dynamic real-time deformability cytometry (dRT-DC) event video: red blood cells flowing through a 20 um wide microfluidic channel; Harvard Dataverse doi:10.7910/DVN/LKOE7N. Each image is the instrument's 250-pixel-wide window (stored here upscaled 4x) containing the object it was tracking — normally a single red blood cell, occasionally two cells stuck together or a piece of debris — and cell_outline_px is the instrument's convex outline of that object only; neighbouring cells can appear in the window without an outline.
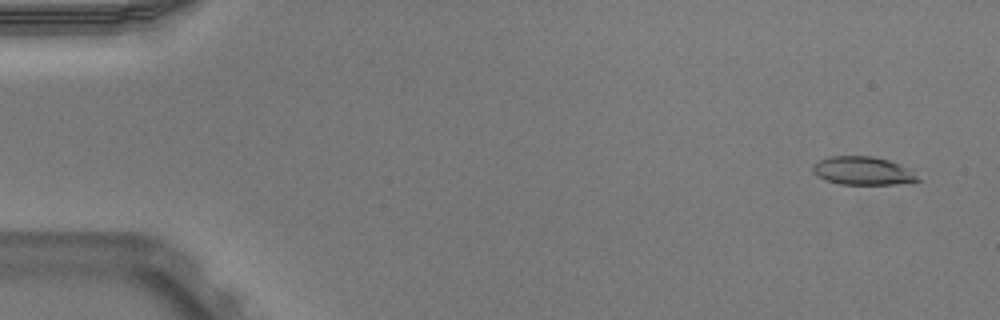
{"species": "Egyptian fruit bat (a non-hibernating species)", "species_latin": "Rousettus aegyptiacus", "temperature_condition": "warm", "stored_images_in_passage": 52, "camera_frame_rate_fps": 3000, "um_per_image_px": 0.085, "animal": {"sex": "male"}, "frame": {"image": 1, "passage_image": 3, "time_ms": 0.667, "image_size_px": [1000, 320], "cell_outline_px": [[920, 180], [896, 184], [840, 184], [816, 176], [812, 172], [812, 164], [820, 160], [832, 156], [872, 156], [888, 160], [912, 168]], "centroid_in_image_um": [73.35, 14.51], "position_along_channel_um": 11.7, "area_um2": 17.34}}
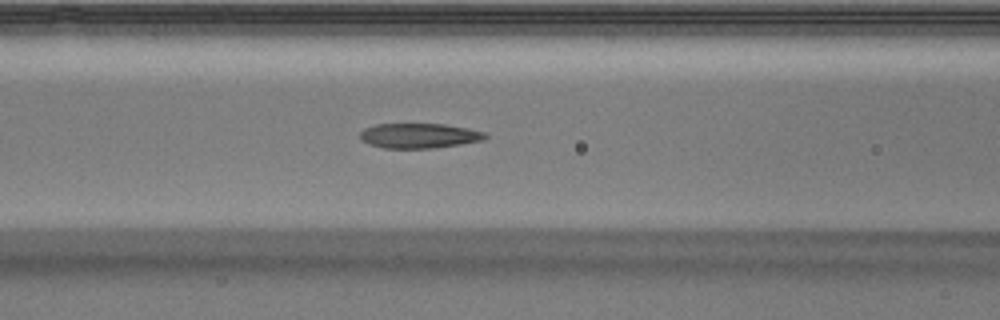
{"frame": {"image": 2, "passage_image": 22, "time_ms": 7.0, "image_size_px": [1000, 320], "cell_outline_px": [[488, 136], [484, 140], [460, 144], [432, 148], [384, 148], [368, 144], [360, 140], [360, 132], [364, 128], [376, 124], [444, 124], [468, 128], [484, 132]], "centroid_in_image_um": [35.6, 11.53], "position_along_channel_um": 131.0, "area_um2": 18.21}}
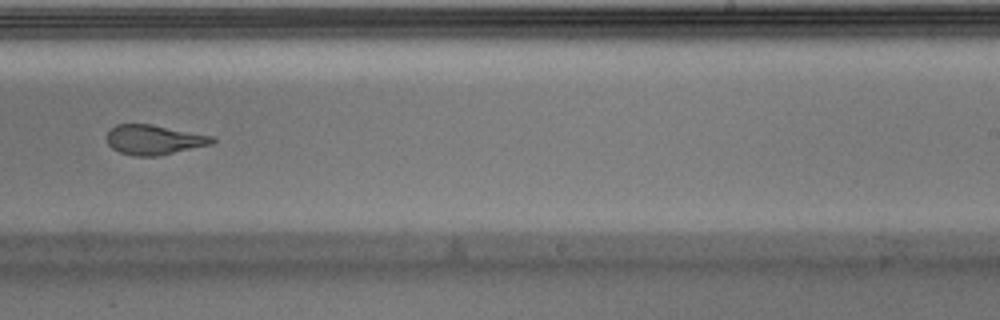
{"frame": {"image": 3, "passage_image": 33, "time_ms": 10.667, "image_size_px": [1000, 320], "cell_outline_px": [[216, 140], [212, 144], [160, 156], [136, 156], [120, 152], [112, 148], [108, 144], [108, 132], [116, 124], [152, 124], [212, 136]], "centroid_in_image_um": [13.11, 11.88], "position_along_channel_um": 275.9, "area_um2": 18.21}, "authors_computed_cell_mechanics": {"area_um2": 18.3804, "velocity_mm_per_s": 3.9623, "shape_relaxation_time_tau1_ms": null, "shape_relaxation_time_tau2_ms": 2.4212, "deformation_change_tau1": null, "deformation_change_tau2": 0.1189}}